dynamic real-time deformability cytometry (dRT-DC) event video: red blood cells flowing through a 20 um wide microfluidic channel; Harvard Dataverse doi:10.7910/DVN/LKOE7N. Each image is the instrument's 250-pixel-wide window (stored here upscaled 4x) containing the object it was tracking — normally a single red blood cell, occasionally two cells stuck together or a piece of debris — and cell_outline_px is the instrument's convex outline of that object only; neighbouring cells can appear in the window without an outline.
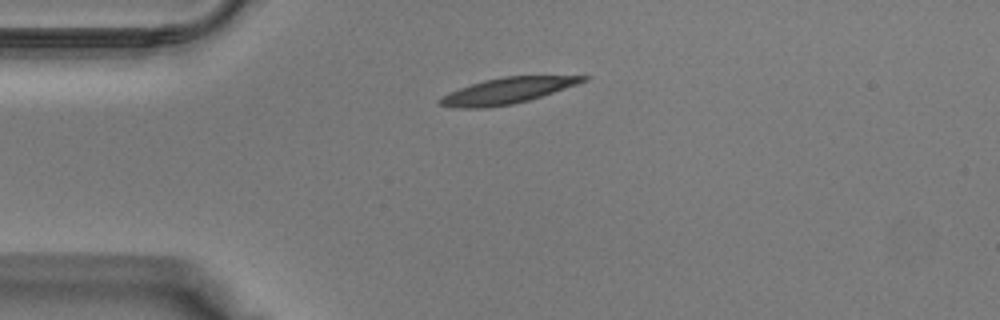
{"species": "Egyptian fruit bat (a non-hibernating species)", "species_latin": "Rousettus aegyptiacus", "temperature_condition": "warm", "stored_images_in_passage": 31, "camera_frame_rate_fps": 3000, "um_per_image_px": 0.085, "animal": {"sex": "male"}, "frame": {"image": 1, "passage_image": 1, "time_ms": 0.0, "image_size_px": [1000, 320], "cell_outline_px": [[592, 76], [588, 80], [528, 100], [512, 104], [484, 108], [456, 108], [440, 104], [436, 100], [440, 96], [448, 92], [484, 80], [504, 76]], "centroid_in_image_um": [43.05, 7.71], "position_along_channel_um": 42.0, "area_um2": 21.33}}
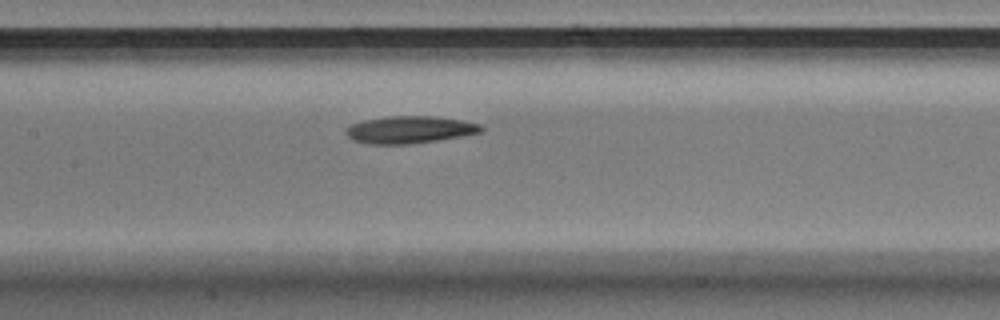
{"frame": {"image": 2, "passage_image": 10, "time_ms": 3.0, "image_size_px": [1000, 320], "cell_outline_px": [[484, 132], [464, 136], [408, 144], [368, 144], [352, 140], [344, 132], [344, 128], [352, 124], [364, 120], [388, 116], [428, 116], [464, 120], [480, 124], [484, 128]], "centroid_in_image_um": [34.83, 11.02], "position_along_channel_um": 172.6, "area_um2": 21.62}}
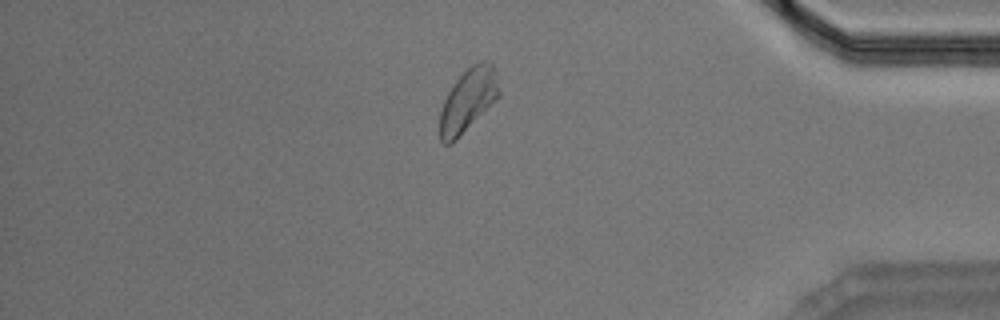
{"frame": {"image": 3, "passage_image": 25, "time_ms": 8.0, "image_size_px": [1000, 320], "cell_outline_px": [[500, 96], [452, 144], [444, 144], [440, 140], [440, 112], [444, 100], [448, 92], [456, 80], [472, 64], [480, 60], [484, 60], [492, 64], [496, 68], [500, 92]], "centroid_in_image_um": [39.8, 8.5], "position_along_channel_um": 395.4, "area_um2": 21.79}}